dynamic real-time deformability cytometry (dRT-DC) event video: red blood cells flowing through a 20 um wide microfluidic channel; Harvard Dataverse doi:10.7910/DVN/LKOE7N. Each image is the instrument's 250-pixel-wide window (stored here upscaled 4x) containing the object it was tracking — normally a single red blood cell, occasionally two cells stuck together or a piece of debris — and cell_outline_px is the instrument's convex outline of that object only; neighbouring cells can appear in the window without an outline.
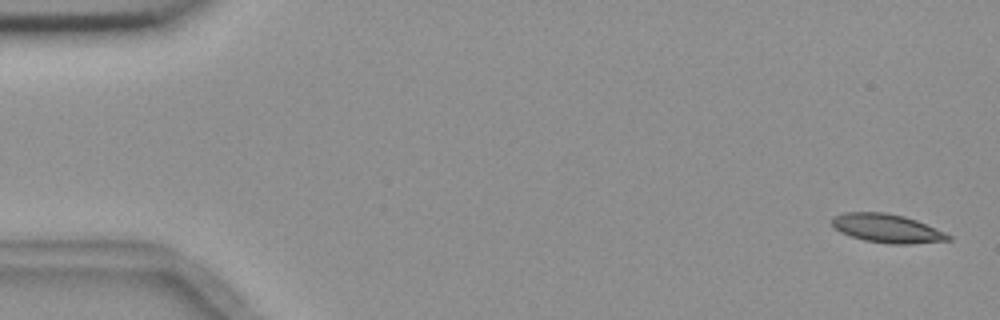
{"species": "common noctule bat (a hibernating species)", "species_latin": "Nyctalus noctula", "temperature_condition": "room temperature", "stored_images_in_passage": 4, "camera_frame_rate_fps": 3000, "um_per_image_px": 0.085, "animal": {"sex": "female", "body_mass_g": 18.4}, "frame": {"image": 1, "passage_image": 1, "time_ms": 0.0, "image_size_px": [1000, 320], "cell_outline_px": [[952, 240], [908, 244], [888, 244], [864, 240], [840, 232], [832, 224], [832, 216], [844, 212], [884, 212], [904, 216], [916, 220], [944, 232], [952, 236]], "centroid_in_image_um": [75.39, 19.41], "position_along_channel_um": 9.6, "area_um2": 19.36}}